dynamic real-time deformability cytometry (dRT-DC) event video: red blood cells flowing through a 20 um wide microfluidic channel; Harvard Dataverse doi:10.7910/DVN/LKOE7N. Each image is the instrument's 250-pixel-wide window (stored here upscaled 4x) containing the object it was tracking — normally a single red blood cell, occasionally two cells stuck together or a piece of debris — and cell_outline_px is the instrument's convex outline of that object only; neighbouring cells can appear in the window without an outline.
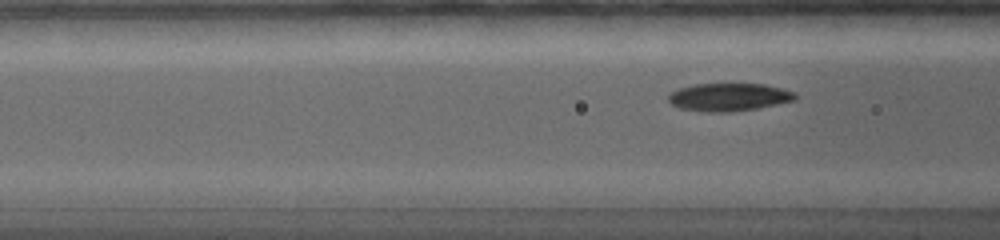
{"species": "common noctule bat (a hibernating species)", "species_latin": "Nyctalus noctula", "temperature_condition": "warm", "stored_images_in_passage": 40, "camera_frame_rate_fps": 5000, "um_per_image_px": 0.085, "animal": {"sex": "female", "body_mass_g": 19.0, "forearm_length_mm": 56.7}, "frame": {"image": 1, "passage_image": 10, "time_ms": 4.6, "image_size_px": [1000, 240], "cell_outline_px": [[796, 100], [756, 108], [732, 112], [704, 112], [680, 108], [672, 104], [668, 100], [668, 96], [672, 92], [680, 88], [696, 84], [764, 84], [780, 88], [792, 92], [796, 96]], "centroid_in_image_um": [61.93, 8.26], "position_along_channel_um": 104.7, "area_um2": 20.35}}
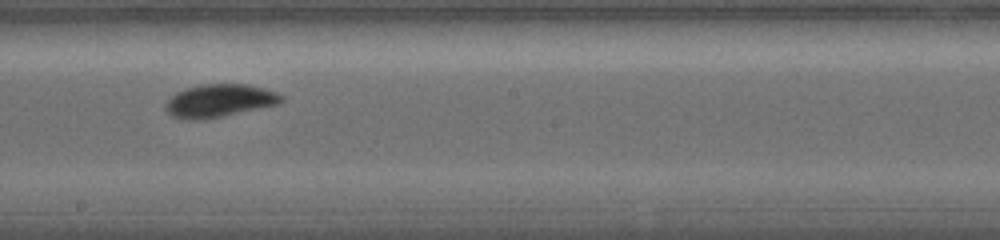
{"frame": {"image": 2, "passage_image": 22, "time_ms": 8.0, "image_size_px": [1000, 240], "cell_outline_px": [[284, 100], [276, 104], [220, 116], [172, 116], [164, 108], [168, 100], [176, 92], [200, 84], [248, 84], [264, 88], [276, 92], [284, 96]], "centroid_in_image_um": [18.71, 8.49], "position_along_channel_um": 229.5, "area_um2": 20.98}}
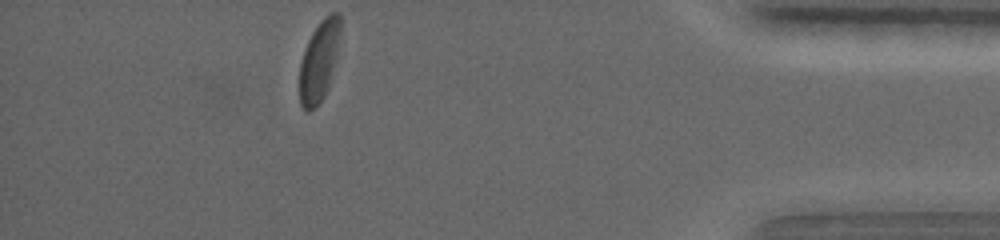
{"frame": {"image": 3, "passage_image": 40, "time_ms": 14.2, "image_size_px": [1000, 240], "cell_outline_px": [[340, 36], [336, 60], [324, 96], [312, 108], [304, 108], [300, 104], [300, 64], [304, 48], [312, 32], [320, 20], [324, 16], [332, 12], [340, 12]], "centroid_in_image_um": [27.14, 5.08], "position_along_channel_um": 408.1, "area_um2": 18.84}, "authors_computed_cell_mechanics": {"area_um2": 21.0392, "velocity_mm_per_s": 3.6815, "shape_relaxation_time_tau1_ms": 3.3635, "shape_relaxation_time_tau2_ms": 2.2067, "deformation_change_tau1": 0.1006, "deformation_change_tau2": 0.0512}}